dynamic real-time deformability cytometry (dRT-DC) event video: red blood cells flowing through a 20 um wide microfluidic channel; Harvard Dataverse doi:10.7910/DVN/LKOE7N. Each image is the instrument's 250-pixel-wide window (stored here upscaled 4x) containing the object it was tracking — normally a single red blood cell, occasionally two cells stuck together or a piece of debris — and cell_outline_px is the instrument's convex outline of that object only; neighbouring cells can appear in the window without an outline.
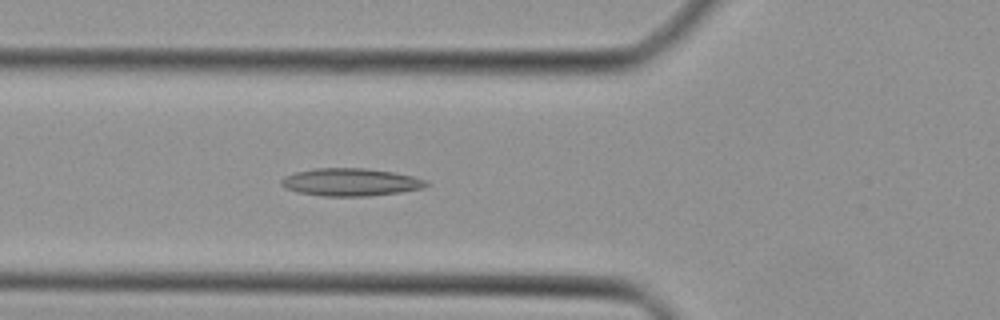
{"species": "Egyptian fruit bat (a non-hibernating species)", "species_latin": "Rousettus aegyptiacus", "temperature_condition": "cold", "stored_images_in_passage": 37, "camera_frame_rate_fps": 3000, "um_per_image_px": 0.085, "animal": {"sex": "female"}, "frame": {"image": 1, "passage_image": 7, "time_ms": 2.0, "image_size_px": [1000, 320], "cell_outline_px": [[428, 184], [424, 188], [400, 192], [368, 196], [320, 196], [296, 192], [284, 188], [280, 184], [280, 180], [284, 176], [296, 172], [316, 168], [368, 168], [392, 172], [412, 176], [424, 180]], "centroid_in_image_um": [29.74, 15.48], "position_along_channel_um": 96.1, "area_um2": 23.41}}
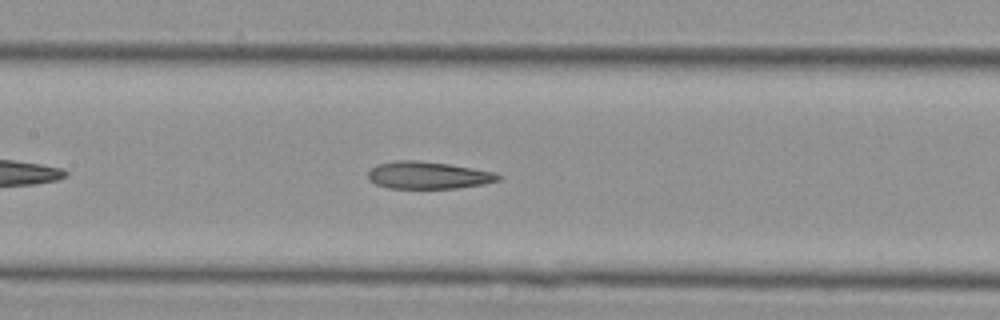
{"frame": {"image": 2, "passage_image": 12, "time_ms": 3.667, "image_size_px": [1000, 320], "cell_outline_px": [[504, 176], [500, 180], [484, 184], [460, 188], [388, 188], [376, 184], [368, 180], [368, 172], [376, 164], [396, 160], [416, 160], [448, 164], [472, 168], [492, 172]], "centroid_in_image_um": [36.38, 14.9], "position_along_channel_um": 171.0, "area_um2": 20.75}}
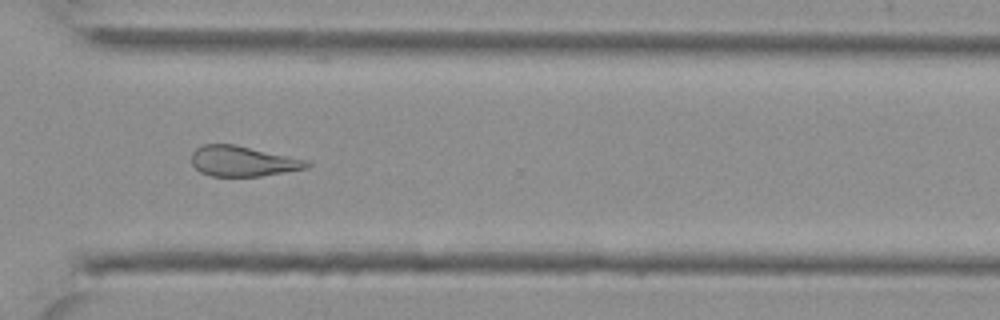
{"frame": {"image": 3, "passage_image": 24, "time_ms": 7.667, "image_size_px": [1000, 320], "cell_outline_px": [[312, 164], [308, 168], [260, 176], [212, 176], [200, 172], [192, 164], [192, 152], [196, 148], [204, 144], [236, 144], [308, 160]], "centroid_in_image_um": [20.65, 13.69], "position_along_channel_um": 349.9, "area_um2": 20.46}}